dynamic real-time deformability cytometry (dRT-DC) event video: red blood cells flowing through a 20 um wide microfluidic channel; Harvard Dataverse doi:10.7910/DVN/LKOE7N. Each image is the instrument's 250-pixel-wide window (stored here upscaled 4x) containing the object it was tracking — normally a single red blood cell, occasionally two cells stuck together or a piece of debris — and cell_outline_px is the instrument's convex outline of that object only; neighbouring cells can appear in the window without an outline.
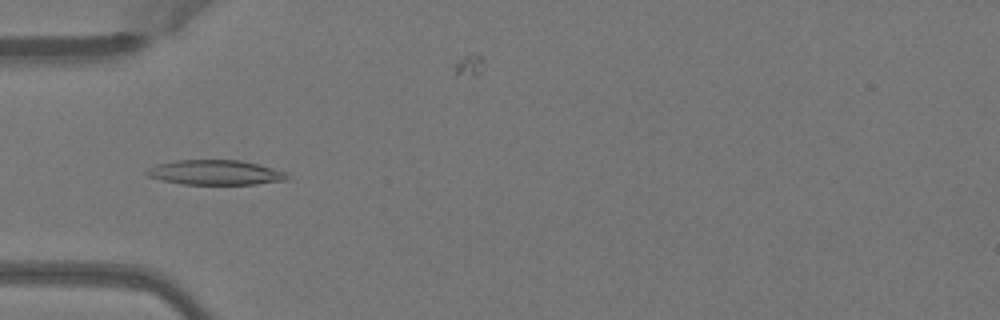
{"species": "Egyptian fruit bat (a non-hibernating species)", "species_latin": "Rousettus aegyptiacus", "temperature_condition": "warm", "stored_images_in_passage": 36, "camera_frame_rate_fps": 3000, "um_per_image_px": 0.085, "animal": {"sex": "female"}, "frame": {"image": 1, "passage_image": 1, "time_ms": 0.0, "image_size_px": [1000, 320], "cell_outline_px": [[288, 176], [284, 180], [256, 184], [180, 184], [160, 180], [148, 176], [144, 172], [148, 168], [156, 164], [176, 160], [240, 160], [288, 172]], "centroid_in_image_um": [18.25, 14.66], "position_along_channel_um": 66.8, "area_um2": 20.29}}
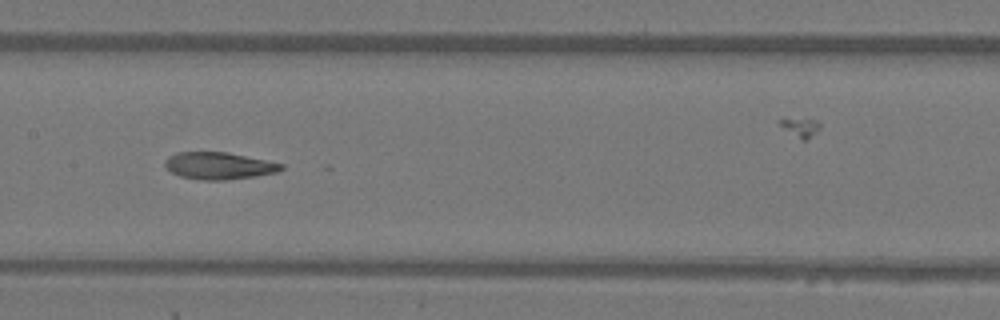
{"frame": {"image": 2, "passage_image": 10, "time_ms": 3.0, "image_size_px": [1000, 320], "cell_outline_px": [[284, 168], [276, 172], [256, 176], [224, 180], [200, 180], [180, 176], [172, 172], [164, 164], [164, 160], [168, 156], [176, 152], [228, 152], [284, 164]], "centroid_in_image_um": [18.59, 14.08], "position_along_channel_um": 188.8, "area_um2": 18.32}}
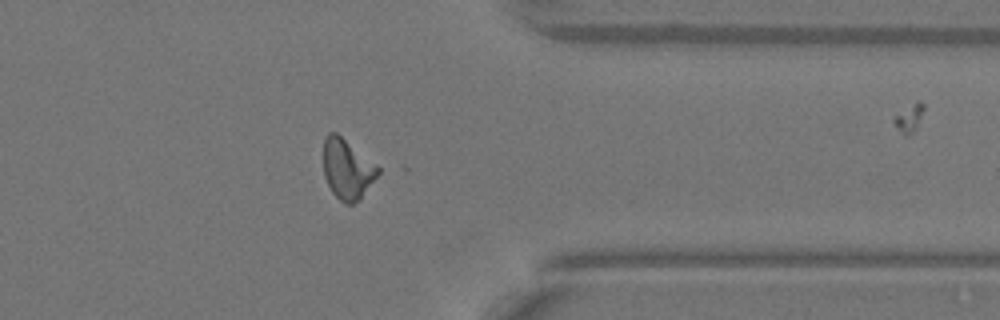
{"frame": {"image": 3, "passage_image": 25, "time_ms": 8.0, "image_size_px": [1000, 320], "cell_outline_px": [[380, 172], [360, 200], [352, 204], [344, 204], [332, 192], [324, 176], [324, 140], [328, 132], [336, 132], [376, 164], [380, 168]], "centroid_in_image_um": [29.52, 14.39], "position_along_channel_um": 381.9, "area_um2": 19.02}, "authors_computed_cell_mechanics": {"area_um2": 18.785, "velocity_mm_per_s": 4.0497, "shape_relaxation_time_tau1_ms": 8.5174, "shape_relaxation_time_tau2_ms": 2.5607, "deformation_change_tau1": 0.2491, "deformation_change_tau2": 0.0986}}